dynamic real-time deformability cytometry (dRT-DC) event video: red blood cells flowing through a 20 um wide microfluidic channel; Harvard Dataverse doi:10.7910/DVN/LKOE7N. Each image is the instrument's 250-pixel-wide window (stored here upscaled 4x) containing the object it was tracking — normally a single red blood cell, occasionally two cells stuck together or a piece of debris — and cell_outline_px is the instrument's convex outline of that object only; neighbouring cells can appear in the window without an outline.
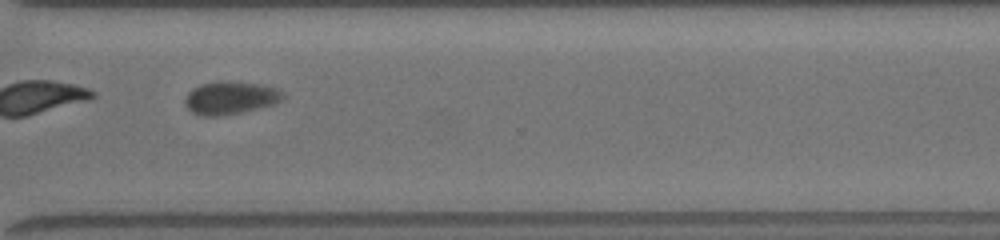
{"species": "common noctule bat (a hibernating species)", "species_latin": "Nyctalus noctula", "temperature_condition": "room temperature", "stored_images_in_passage": 28, "camera_frame_rate_fps": 3000, "um_per_image_px": 0.085, "animal": {"sex": "female", "body_mass_g": 19.5, "forearm_length_mm": 54.1}, "frame": {"image": 1, "passage_image": 20, "time_ms": 7.333, "image_size_px": [1000, 240], "cell_outline_px": [[284, 96], [276, 104], [260, 108], [240, 112], [216, 116], [204, 116], [192, 112], [184, 104], [184, 100], [188, 92], [192, 88], [200, 84], [256, 84], [276, 88], [284, 92]], "centroid_in_image_um": [19.58, 8.37], "position_along_channel_um": 351.0, "area_um2": 17.92}}